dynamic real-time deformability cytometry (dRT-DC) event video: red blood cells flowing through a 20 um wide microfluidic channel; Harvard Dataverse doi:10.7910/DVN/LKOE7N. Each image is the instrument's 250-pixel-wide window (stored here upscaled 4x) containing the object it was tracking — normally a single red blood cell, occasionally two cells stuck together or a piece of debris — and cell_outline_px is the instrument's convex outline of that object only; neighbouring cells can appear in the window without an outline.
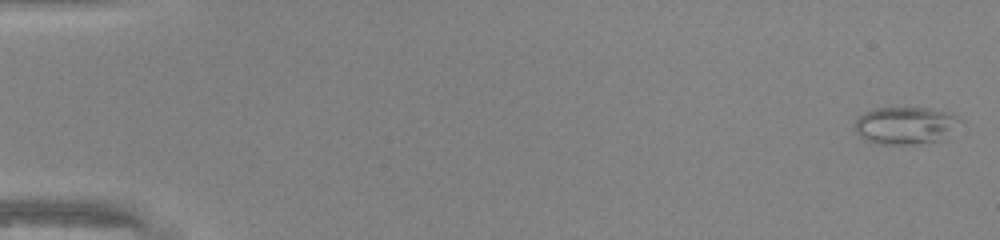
{"species": "common noctule bat (a hibernating species)", "species_latin": "Nyctalus noctula", "temperature_condition": "warm", "stored_images_in_passage": 39, "camera_frame_rate_fps": 3000, "um_per_image_px": 0.085, "animal": {"sex": "male", "body_mass_g": 20.0, "forearm_length_mm": 53.3}, "frame": {"image": 1, "passage_image": 1, "time_ms": 0.0, "image_size_px": [1000, 240], "cell_outline_px": [[964, 120], [944, 140], [916, 144], [876, 144], [864, 140], [852, 128], [856, 120], [864, 112], [872, 108], [932, 108], [952, 112]], "centroid_in_image_um": [77.0, 10.66], "position_along_channel_um": 8.0, "area_um2": 23.64}}
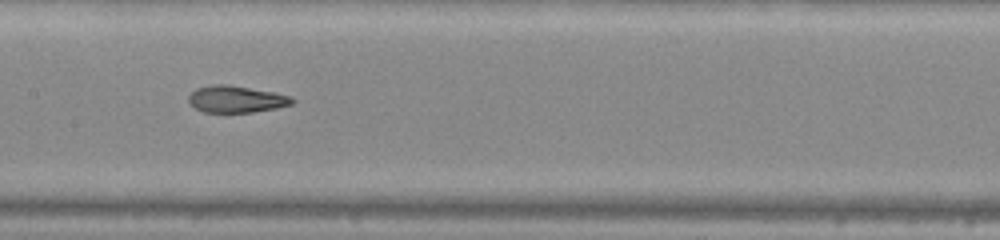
{"frame": {"image": 2, "passage_image": 25, "time_ms": 8.0, "image_size_px": [1000, 240], "cell_outline_px": [[296, 100], [292, 104], [276, 108], [252, 112], [204, 112], [196, 108], [188, 100], [188, 96], [196, 88], [212, 84], [228, 84], [276, 92], [292, 96]], "centroid_in_image_um": [20.11, 8.41], "position_along_channel_um": 187.3, "area_um2": 16.3}}
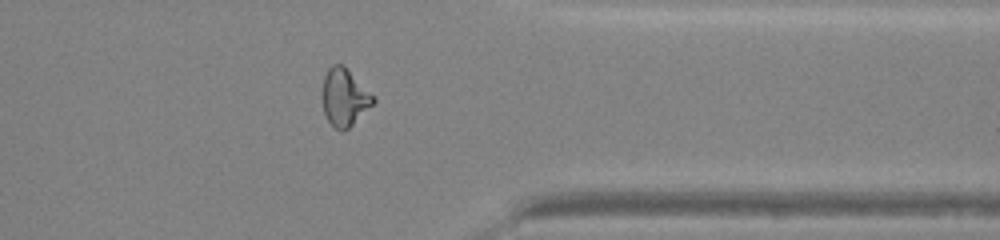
{"frame": {"image": 3, "passage_image": 39, "time_ms": 12.667, "image_size_px": [1000, 240], "cell_outline_px": [[376, 100], [344, 132], [340, 132], [332, 128], [324, 112], [324, 76], [328, 68], [332, 64], [344, 64]], "centroid_in_image_um": [29.26, 8.29], "position_along_channel_um": 382.1, "area_um2": 16.59}, "authors_computed_cell_mechanics": {"area_um2": 17.918, "velocity_mm_per_s": 4.3271, "shape_relaxation_time_tau1_ms": null, "shape_relaxation_time_tau2_ms": 1.7713, "deformation_change_tau1": null, "deformation_change_tau2": 0.0914}}